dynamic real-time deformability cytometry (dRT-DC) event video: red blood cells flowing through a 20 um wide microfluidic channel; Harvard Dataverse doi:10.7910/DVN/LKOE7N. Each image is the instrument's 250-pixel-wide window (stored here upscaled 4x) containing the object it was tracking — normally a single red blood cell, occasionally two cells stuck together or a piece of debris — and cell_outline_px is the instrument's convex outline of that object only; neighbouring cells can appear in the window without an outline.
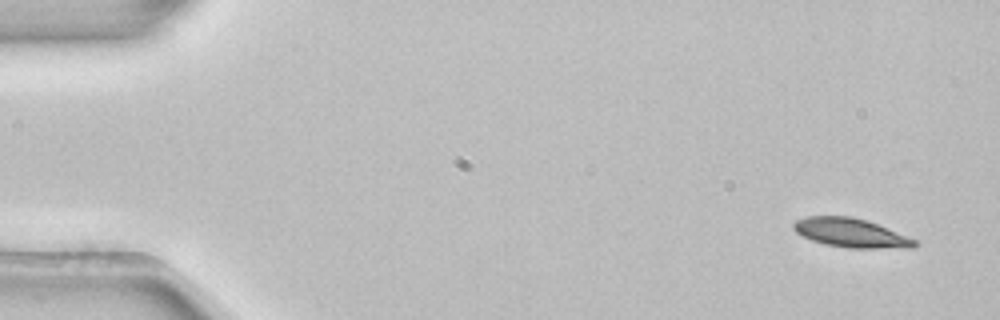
{"species": "common noctule bat (a hibernating species)", "species_latin": "Nyctalus noctula", "temperature_condition": "room temperature", "stored_images_in_passage": 4, "camera_frame_rate_fps": 3000, "um_per_image_px": 0.085, "animal": {"sex": "female", "body_mass_g": 22.7, "forearm_length_mm": 54.2}, "frame": {"image": 1, "passage_image": 1, "time_ms": 0.0, "image_size_px": [1000, 320], "cell_outline_px": [[916, 248], [848, 248], [824, 244], [812, 240], [796, 232], [792, 228], [792, 224], [796, 220], [808, 216], [852, 216], [876, 224], [916, 240]], "centroid_in_image_um": [72.29, 19.8], "position_along_channel_um": 12.7, "area_um2": 20.23}}
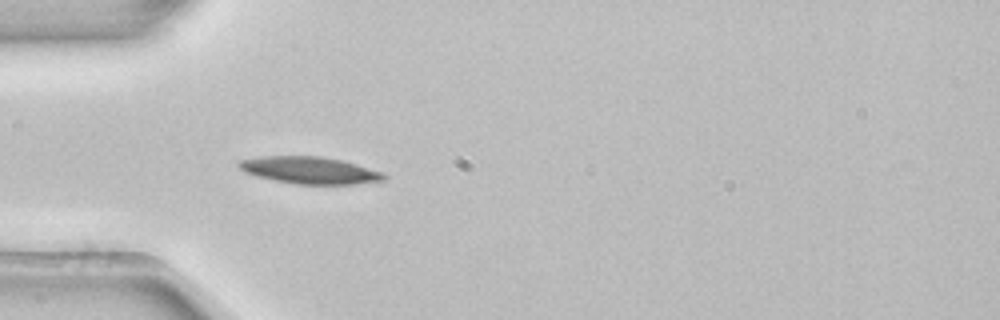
{"frame": {"image": 2, "passage_image": 4, "time_ms": 1.0, "image_size_px": [1000, 320], "cell_outline_px": [[388, 176], [384, 180], [356, 184], [296, 184], [256, 176], [244, 172], [236, 164], [240, 160], [260, 156], [320, 156], [340, 160], [356, 164], [384, 172]], "centroid_in_image_um": [26.33, 14.47], "position_along_channel_um": 58.7, "area_um2": 22.83}}